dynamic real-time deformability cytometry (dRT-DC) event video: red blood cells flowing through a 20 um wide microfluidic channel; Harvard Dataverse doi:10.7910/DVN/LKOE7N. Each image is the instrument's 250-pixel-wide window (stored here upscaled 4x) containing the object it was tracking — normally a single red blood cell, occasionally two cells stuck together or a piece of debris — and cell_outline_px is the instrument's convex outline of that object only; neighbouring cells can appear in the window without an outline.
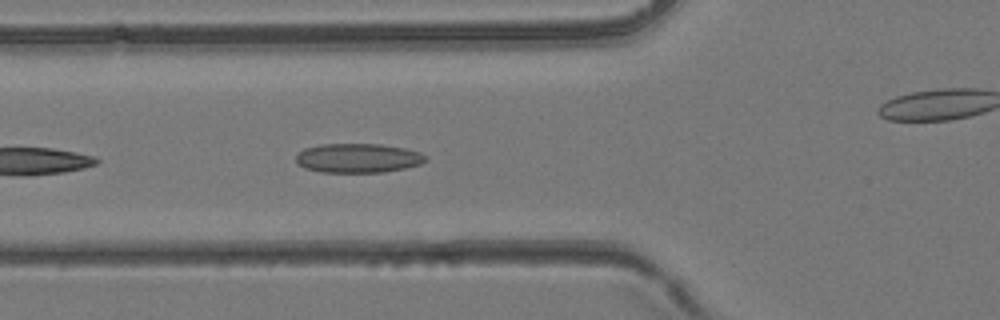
{"species": "common noctule bat (a hibernating species)", "species_latin": "Nyctalus noctula", "temperature_condition": "room temperature", "stored_images_in_passage": 9, "camera_frame_rate_fps": 3000, "um_per_image_px": 0.085, "animal": {"sex": "female", "body_mass_g": 24.6, "forearm_length_mm": 56.2}, "frame": {"image": 1, "passage_image": 3, "time_ms": 0.667, "image_size_px": [1000, 320], "cell_outline_px": [[428, 160], [420, 164], [404, 168], [384, 172], [320, 172], [304, 168], [296, 164], [296, 156], [304, 148], [320, 144], [380, 144], [404, 148], [420, 152], [428, 156]], "centroid_in_image_um": [30.43, 13.44], "position_along_channel_um": 95.4, "area_um2": 22.25}}
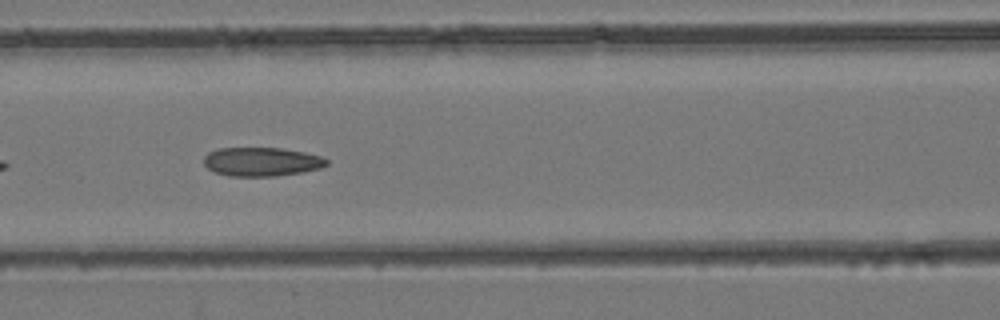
{"frame": {"image": 2, "passage_image": 6, "time_ms": 1.667, "image_size_px": [1000, 320], "cell_outline_px": [[328, 164], [320, 168], [304, 172], [276, 176], [228, 176], [216, 172], [208, 168], [204, 164], [204, 156], [208, 152], [220, 148], [280, 148], [304, 152], [320, 156], [328, 160]], "centroid_in_image_um": [22.24, 13.75], "position_along_channel_um": 144.4, "area_um2": 20.63}}